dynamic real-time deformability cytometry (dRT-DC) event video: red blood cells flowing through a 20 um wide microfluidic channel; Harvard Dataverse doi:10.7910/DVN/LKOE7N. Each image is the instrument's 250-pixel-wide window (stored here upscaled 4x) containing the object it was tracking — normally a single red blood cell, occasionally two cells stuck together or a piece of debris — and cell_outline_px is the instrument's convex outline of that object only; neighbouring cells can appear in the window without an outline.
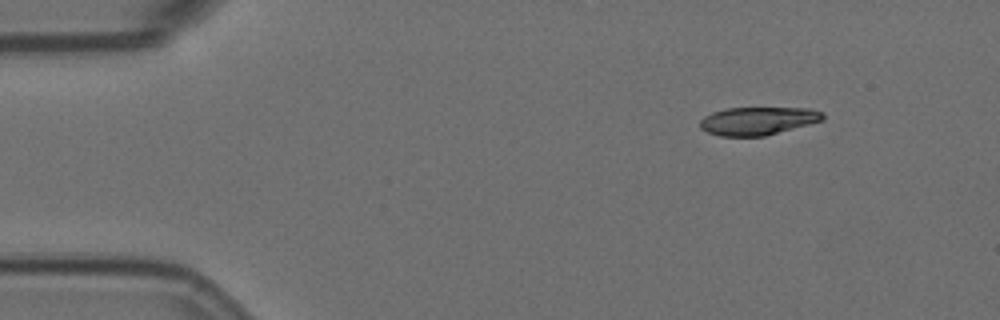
{"species": "Egyptian fruit bat (a non-hibernating species)", "species_latin": "Rousettus aegyptiacus", "temperature_condition": "room temperature", "stored_images_in_passage": 8, "camera_frame_rate_fps": 3000, "um_per_image_px": 0.085, "animal": {"sex": "female"}, "frame": {"image": 1, "passage_image": 1, "time_ms": 0.0, "image_size_px": [1000, 320], "cell_outline_px": [[824, 120], [764, 136], [720, 136], [708, 132], [700, 128], [700, 120], [704, 116], [712, 112], [728, 108], [808, 108], [824, 112]], "centroid_in_image_um": [64.42, 10.27], "position_along_channel_um": 20.6, "area_um2": 20.0}}
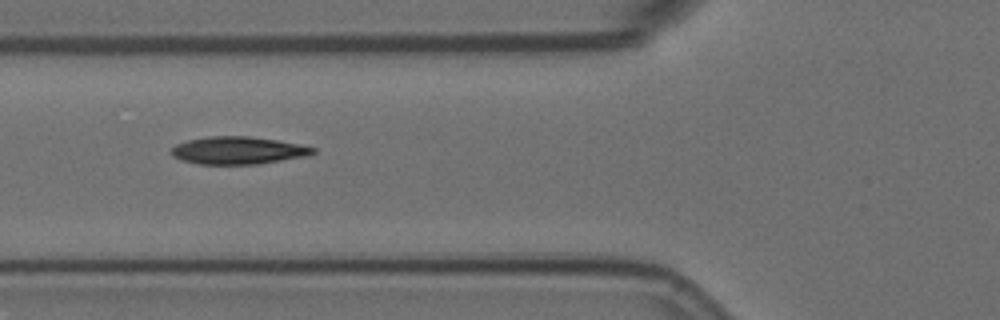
{"frame": {"image": 2, "passage_image": 5, "time_ms": 1.333, "image_size_px": [1000, 320], "cell_outline_px": [[316, 152], [308, 156], [256, 164], [196, 164], [180, 160], [172, 156], [172, 148], [176, 144], [188, 140], [208, 136], [248, 136], [276, 140], [300, 144], [316, 148]], "centroid_in_image_um": [20.23, 12.79], "position_along_channel_um": 105.6, "area_um2": 22.77}}
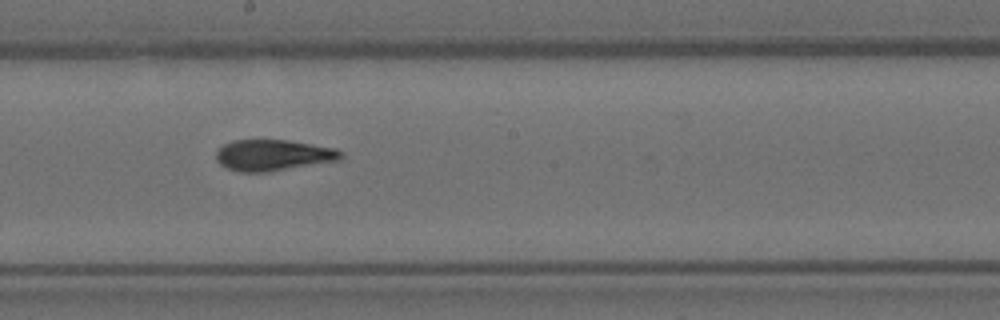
{"frame": {"image": 3, "passage_image": 8, "time_ms": 2.333, "image_size_px": [1000, 320], "cell_outline_px": [[344, 160], [268, 172], [240, 172], [228, 168], [220, 164], [216, 160], [216, 152], [224, 144], [232, 140], [284, 140], [336, 148], [344, 152]], "centroid_in_image_um": [23.28, 13.2], "position_along_channel_um": 224.9, "area_um2": 22.83}}